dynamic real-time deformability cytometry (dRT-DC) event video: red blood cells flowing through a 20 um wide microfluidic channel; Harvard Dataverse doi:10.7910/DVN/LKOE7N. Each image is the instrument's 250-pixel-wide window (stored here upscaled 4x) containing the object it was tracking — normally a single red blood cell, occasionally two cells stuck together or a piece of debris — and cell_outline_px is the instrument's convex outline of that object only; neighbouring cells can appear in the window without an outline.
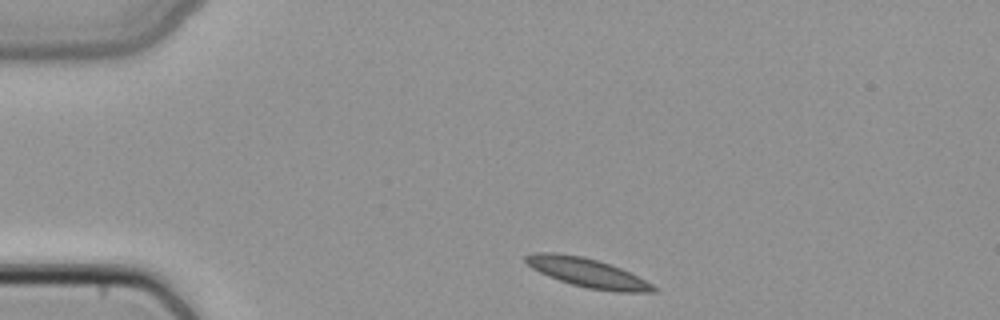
{"species": "common noctule bat (a hibernating species)", "species_latin": "Nyctalus noctula", "temperature_condition": "cold", "stored_images_in_passage": 2, "camera_frame_rate_fps": 3000, "um_per_image_px": 0.085, "animal": {"sex": "female", "body_mass_g": 22.7, "forearm_length_mm": 54.2}, "frame": {"image": 1, "passage_image": 1, "time_ms": 0.0, "image_size_px": [1000, 320], "cell_outline_px": [[660, 292], [616, 292], [588, 288], [572, 284], [548, 276], [532, 268], [524, 260], [524, 256], [532, 252], [556, 252], [584, 256], [620, 268], [652, 284]], "centroid_in_image_um": [49.9, 23.17], "position_along_channel_um": 35.1, "area_um2": 21.44}}